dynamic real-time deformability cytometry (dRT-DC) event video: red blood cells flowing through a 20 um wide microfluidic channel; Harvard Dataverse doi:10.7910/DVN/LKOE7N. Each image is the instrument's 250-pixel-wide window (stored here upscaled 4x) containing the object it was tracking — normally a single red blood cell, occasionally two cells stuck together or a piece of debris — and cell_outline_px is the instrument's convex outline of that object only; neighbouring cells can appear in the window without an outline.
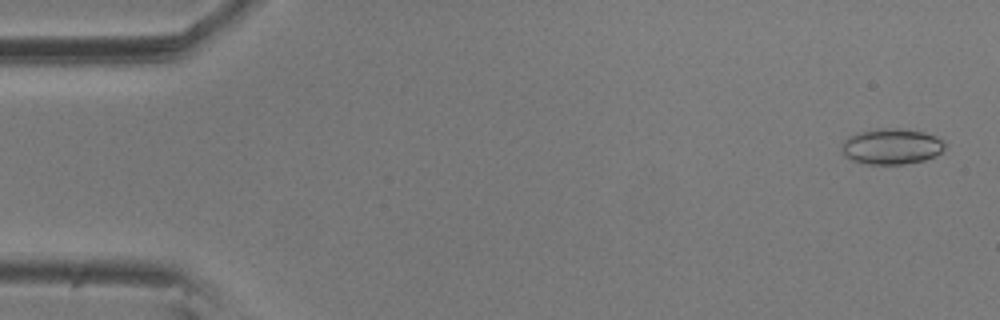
{"species": "common noctule bat (a hibernating species)", "species_latin": "Nyctalus noctula", "temperature_condition": "room temperature", "stored_images_in_passage": 3, "segment_of_instrument_passage": [2, 2], "camera_frame_rate_fps": 3000, "um_per_image_px": 0.085, "animal": {"sex": "male", "body_mass_g": 20.5, "forearm_length_mm": 52.5}, "frame": {"image": 1, "passage_image": 3, "time_ms": 0.667, "image_size_px": [1000, 320], "cell_outline_px": [[948, 144], [936, 156], [924, 160], [904, 164], [868, 164], [852, 160], [844, 156], [840, 148], [844, 140], [848, 136], [856, 132], [876, 128], [908, 128], [924, 132], [936, 136], [944, 140]], "centroid_in_image_um": [75.78, 12.42], "position_along_channel_um": 9.2, "area_um2": 22.02}}